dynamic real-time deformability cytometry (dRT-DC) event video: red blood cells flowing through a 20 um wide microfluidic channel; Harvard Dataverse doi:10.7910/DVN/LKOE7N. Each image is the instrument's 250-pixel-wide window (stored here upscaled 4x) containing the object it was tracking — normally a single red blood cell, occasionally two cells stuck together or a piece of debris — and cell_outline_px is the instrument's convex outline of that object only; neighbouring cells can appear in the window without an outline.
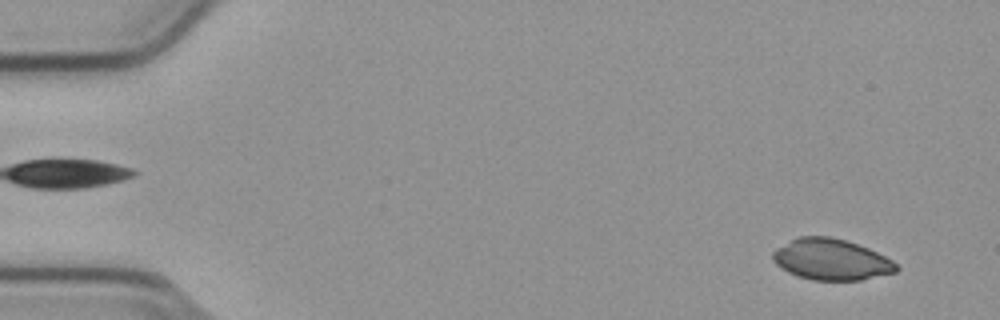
{"species": "common noctule bat (a hibernating species)", "species_latin": "Nyctalus noctula", "temperature_condition": "cold", "stored_images_in_passage": 54, "camera_frame_rate_fps": 3000, "um_per_image_px": 0.085, "animal": {"sex": "male", "body_mass_g": 23.1, "forearm_length_mm": 52.7}, "frame": {"image": 1, "passage_image": 3, "time_ms": 0.667, "image_size_px": [1000, 320], "cell_outline_px": [[900, 268], [896, 272], [860, 280], [812, 280], [796, 276], [780, 268], [772, 260], [772, 252], [776, 248], [800, 236], [832, 236], [868, 248], [892, 260]], "centroid_in_image_um": [70.63, 22.06], "position_along_channel_um": 14.4, "area_um2": 29.54}}